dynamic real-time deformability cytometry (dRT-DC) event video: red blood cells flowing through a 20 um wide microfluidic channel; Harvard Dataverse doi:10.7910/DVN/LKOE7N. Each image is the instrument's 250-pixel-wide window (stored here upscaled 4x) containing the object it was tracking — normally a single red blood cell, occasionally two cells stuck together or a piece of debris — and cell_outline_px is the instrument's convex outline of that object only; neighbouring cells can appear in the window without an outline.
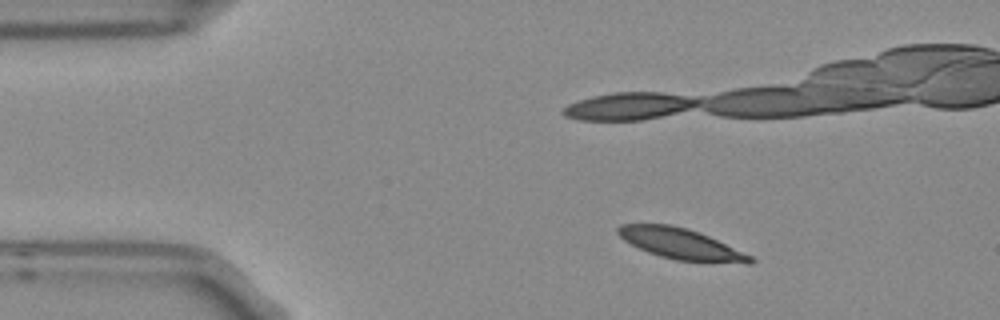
{"species": "Egyptian fruit bat (a non-hibernating species)", "species_latin": "Rousettus aegyptiacus", "temperature_condition": "room temperature", "stored_images_in_passage": 16, "camera_frame_rate_fps": 3000, "um_per_image_px": 0.085, "frame": {"image": 1, "passage_image": 2, "time_ms": 0.333, "image_size_px": [1000, 320], "cell_outline_px": [[756, 260], [752, 264], [744, 264], [676, 260], [660, 256], [648, 252], [624, 240], [616, 232], [616, 228], [620, 224], [668, 224], [684, 228], [708, 236], [752, 256]], "centroid_in_image_um": [57.89, 20.74], "position_along_channel_um": 27.1, "area_um2": 23.47}}
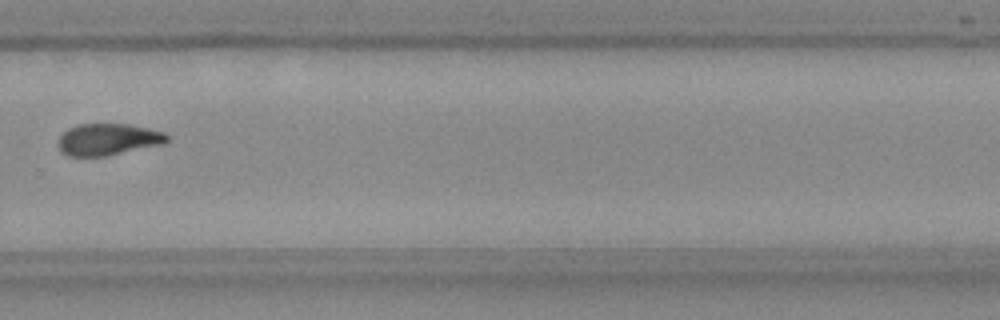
{"frame": {"image": 2, "passage_image": 12, "time_ms": 3.667, "image_size_px": [1000, 320], "cell_outline_px": [[168, 140], [164, 144], [104, 156], [68, 156], [60, 152], [56, 144], [60, 136], [68, 128], [76, 124], [128, 124], [148, 128], [164, 132], [168, 136]], "centroid_in_image_um": [9.14, 11.85], "position_along_channel_um": 320.7, "area_um2": 20.23}}
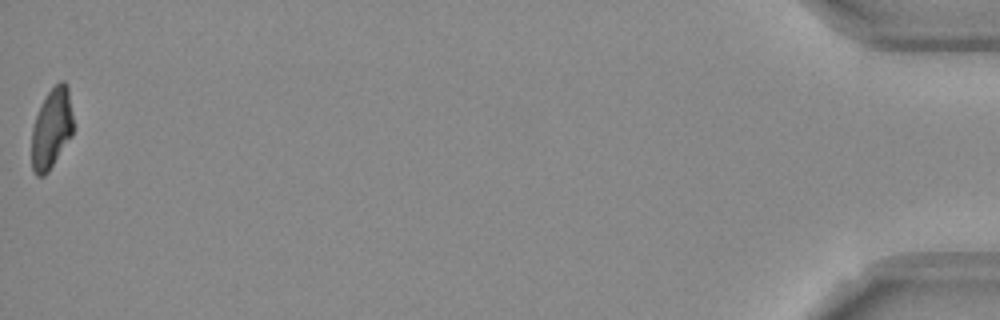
{"frame": {"image": 3, "passage_image": 16, "time_ms": 5.0, "image_size_px": [1000, 320], "cell_outline_px": [[72, 136], [48, 172], [44, 176], [36, 176], [32, 168], [32, 128], [36, 116], [48, 92], [60, 80], [64, 80], [68, 84], [72, 116]], "centroid_in_image_um": [4.39, 10.93], "position_along_channel_um": 430.8, "area_um2": 19.31}}